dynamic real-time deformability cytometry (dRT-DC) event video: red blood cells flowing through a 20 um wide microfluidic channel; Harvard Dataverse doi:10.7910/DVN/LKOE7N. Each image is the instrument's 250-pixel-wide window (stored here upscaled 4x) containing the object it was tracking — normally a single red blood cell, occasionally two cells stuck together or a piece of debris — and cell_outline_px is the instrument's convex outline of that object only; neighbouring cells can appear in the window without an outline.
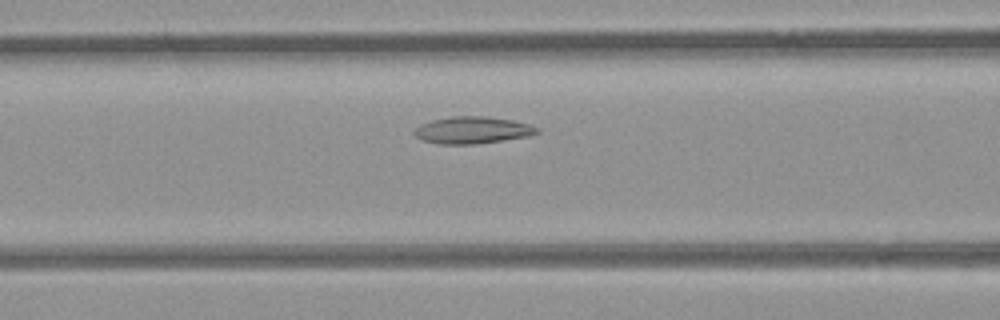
{"species": "common noctule bat (a hibernating species)", "species_latin": "Nyctalus noctula", "temperature_condition": "room temperature", "stored_images_in_passage": 27, "camera_frame_rate_fps": 3000, "um_per_image_px": 0.085, "animal": {"sex": "female", "body_mass_g": 21.9}, "frame": {"image": 1, "passage_image": 6, "time_ms": 1.667, "image_size_px": [1000, 320], "cell_outline_px": [[540, 132], [528, 136], [472, 144], [436, 144], [424, 140], [416, 136], [412, 132], [420, 124], [432, 120], [452, 116], [488, 116], [512, 120], [528, 124], [540, 128]], "centroid_in_image_um": [40.14, 11.05], "position_along_channel_um": 126.5, "area_um2": 19.19}}
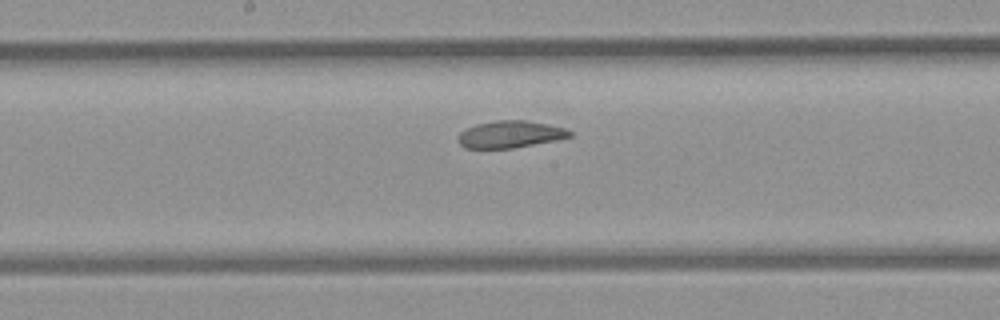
{"frame": {"image": 2, "passage_image": 12, "time_ms": 3.667, "image_size_px": [1000, 320], "cell_outline_px": [[572, 136], [556, 140], [512, 148], [464, 148], [456, 140], [456, 136], [460, 132], [476, 124], [496, 120], [524, 120], [564, 128], [572, 132]], "centroid_in_image_um": [43.31, 11.42], "position_along_channel_um": 204.9, "area_um2": 17.46}}
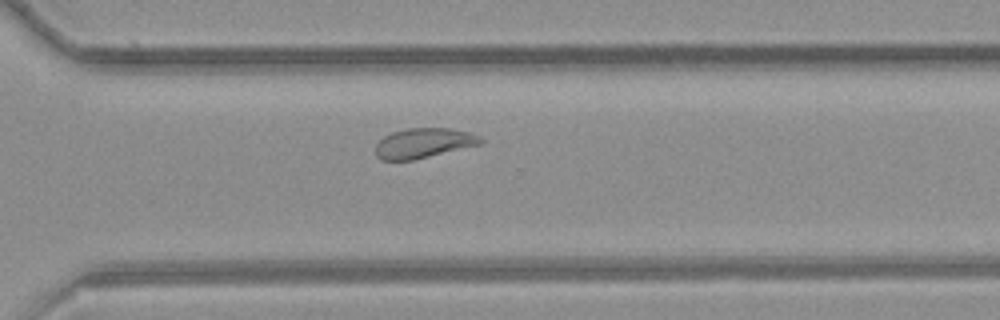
{"frame": {"image": 3, "passage_image": 22, "time_ms": 7.0, "image_size_px": [1000, 320], "cell_outline_px": [[484, 140], [480, 144], [412, 160], [380, 160], [376, 156], [376, 144], [384, 136], [392, 132], [408, 128], [448, 128], [468, 132], [480, 136]], "centroid_in_image_um": [35.98, 12.16], "position_along_channel_um": 334.6, "area_um2": 18.09}}